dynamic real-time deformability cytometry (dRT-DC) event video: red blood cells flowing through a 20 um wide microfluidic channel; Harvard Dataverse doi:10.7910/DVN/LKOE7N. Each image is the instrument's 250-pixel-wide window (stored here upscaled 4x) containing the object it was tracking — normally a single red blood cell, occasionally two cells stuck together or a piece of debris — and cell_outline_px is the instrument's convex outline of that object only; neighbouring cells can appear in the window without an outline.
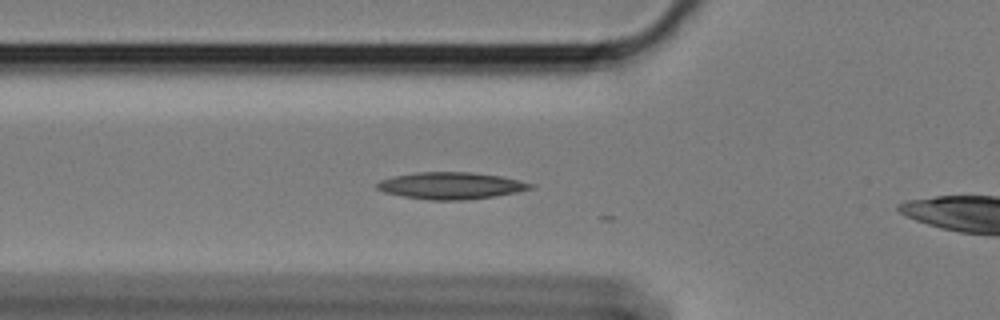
{"species": "Egyptian fruit bat (a non-hibernating species)", "species_latin": "Rousettus aegyptiacus", "temperature_condition": "cold", "stored_images_in_passage": 5, "camera_frame_rate_fps": 3000, "um_per_image_px": 0.085, "animal": {"sex": "female"}, "frame": {"image": 1, "passage_image": 3, "time_ms": 0.667, "image_size_px": [1000, 320], "cell_outline_px": [[536, 188], [496, 196], [464, 200], [428, 200], [400, 196], [384, 192], [376, 188], [376, 184], [380, 180], [392, 176], [416, 172], [472, 172], [500, 176], [536, 184]], "centroid_in_image_um": [38.33, 15.78], "position_along_channel_um": 87.5, "area_um2": 24.28}}